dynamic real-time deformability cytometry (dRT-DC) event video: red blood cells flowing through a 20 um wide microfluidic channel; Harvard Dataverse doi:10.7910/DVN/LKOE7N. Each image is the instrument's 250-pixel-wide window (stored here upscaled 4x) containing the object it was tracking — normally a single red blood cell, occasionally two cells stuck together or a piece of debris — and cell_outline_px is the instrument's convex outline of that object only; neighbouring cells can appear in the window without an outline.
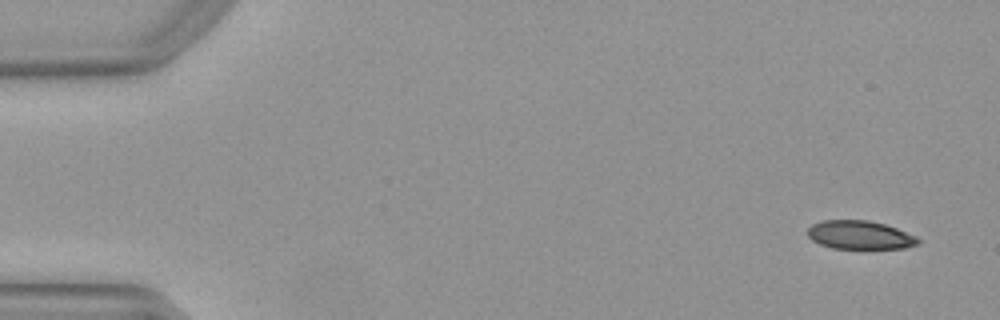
{"species": "Egyptian fruit bat (a non-hibernating species)", "species_latin": "Rousettus aegyptiacus", "temperature_condition": "warm", "stored_images_in_passage": 1, "camera_frame_rate_fps": 3000, "um_per_image_px": 0.085, "animal": {"sex": "female"}, "frame": {"image": 1, "passage_image": 1, "time_ms": 0.0, "image_size_px": [1000, 320], "cell_outline_px": [[920, 244], [904, 248], [832, 248], [820, 244], [812, 240], [808, 236], [808, 228], [812, 224], [820, 220], [868, 220], [884, 224], [896, 228], [916, 236], [920, 240]], "centroid_in_image_um": [73.08, 19.97], "position_along_channel_um": 11.9, "area_um2": 18.32}}